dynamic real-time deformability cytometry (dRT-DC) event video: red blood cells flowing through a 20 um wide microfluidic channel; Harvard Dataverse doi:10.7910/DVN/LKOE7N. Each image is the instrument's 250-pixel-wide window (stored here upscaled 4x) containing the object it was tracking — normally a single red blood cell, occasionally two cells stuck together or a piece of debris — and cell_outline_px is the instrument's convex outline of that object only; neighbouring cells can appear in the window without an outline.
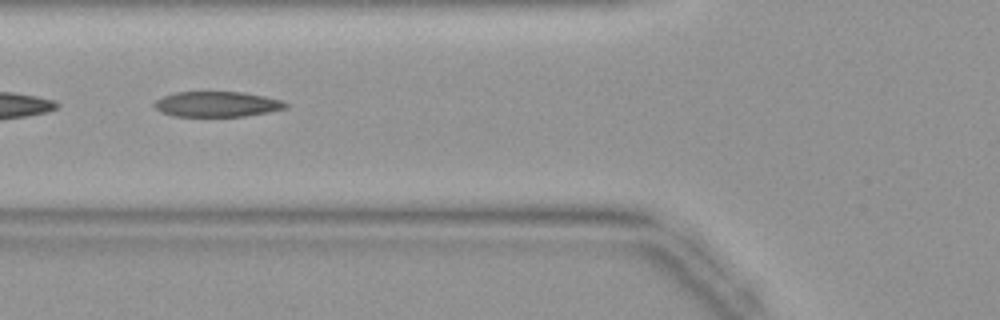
{"species": "common noctule bat (a hibernating species)", "species_latin": "Nyctalus noctula", "temperature_condition": "warm", "stored_images_in_passage": 24, "camera_frame_rate_fps": 3000, "um_per_image_px": 0.085, "animal": {"sex": "female", "body_mass_g": 19.9}, "frame": {"image": 1, "passage_image": 4, "time_ms": 1.0, "image_size_px": [1000, 320], "cell_outline_px": [[288, 108], [268, 112], [244, 116], [172, 116], [160, 112], [152, 104], [156, 100], [164, 96], [176, 92], [240, 92], [264, 96], [284, 100], [288, 104]], "centroid_in_image_um": [18.46, 8.86], "position_along_channel_um": 107.3, "area_um2": 19.42}}